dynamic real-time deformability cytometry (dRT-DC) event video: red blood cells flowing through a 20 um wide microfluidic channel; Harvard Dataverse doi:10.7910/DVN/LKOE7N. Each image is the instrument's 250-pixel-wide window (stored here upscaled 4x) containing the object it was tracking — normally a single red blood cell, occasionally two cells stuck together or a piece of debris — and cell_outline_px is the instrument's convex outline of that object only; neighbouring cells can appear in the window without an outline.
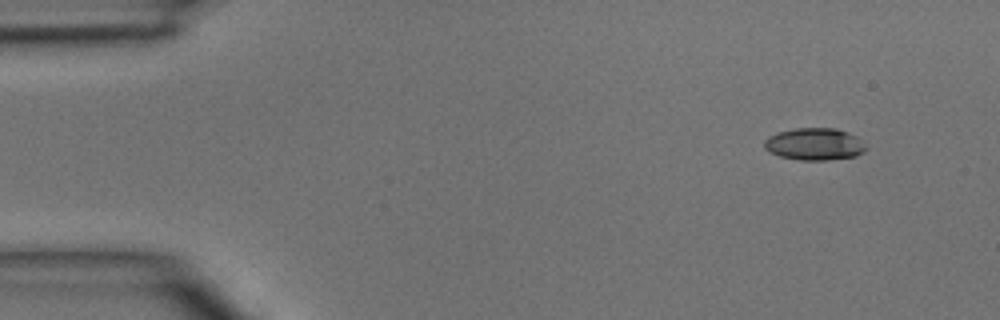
{"species": "common noctule bat (a hibernating species)", "species_latin": "Nyctalus noctula", "temperature_condition": "room temperature", "stored_images_in_passage": 3, "camera_frame_rate_fps": 3000, "um_per_image_px": 0.085, "animal": {"sex": "male", "body_mass_g": 15.6}, "frame": {"image": 1, "passage_image": 1, "time_ms": 0.0, "image_size_px": [1000, 320], "cell_outline_px": [[868, 148], [864, 152], [856, 156], [824, 160], [800, 160], [780, 156], [768, 152], [764, 148], [764, 140], [768, 136], [776, 132], [796, 128], [836, 128], [848, 132], [856, 136]], "centroid_in_image_um": [69.21, 12.24], "position_along_channel_um": 15.8, "area_um2": 19.19}}